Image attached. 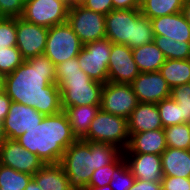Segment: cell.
<instances>
[{
	"label": "cell",
	"mask_w": 190,
	"mask_h": 190,
	"mask_svg": "<svg viewBox=\"0 0 190 190\" xmlns=\"http://www.w3.org/2000/svg\"><path fill=\"white\" fill-rule=\"evenodd\" d=\"M4 92L13 102L30 106L45 116L63 110L56 66L44 54L24 60L6 75Z\"/></svg>",
	"instance_id": "1"
},
{
	"label": "cell",
	"mask_w": 190,
	"mask_h": 190,
	"mask_svg": "<svg viewBox=\"0 0 190 190\" xmlns=\"http://www.w3.org/2000/svg\"><path fill=\"white\" fill-rule=\"evenodd\" d=\"M18 143L36 154L44 164L60 163L65 150L77 138L64 111L44 116L40 124L26 130L16 139Z\"/></svg>",
	"instance_id": "2"
},
{
	"label": "cell",
	"mask_w": 190,
	"mask_h": 190,
	"mask_svg": "<svg viewBox=\"0 0 190 190\" xmlns=\"http://www.w3.org/2000/svg\"><path fill=\"white\" fill-rule=\"evenodd\" d=\"M123 151L107 143L76 140L64 152L60 164L72 190H85L94 170L111 164Z\"/></svg>",
	"instance_id": "3"
},
{
	"label": "cell",
	"mask_w": 190,
	"mask_h": 190,
	"mask_svg": "<svg viewBox=\"0 0 190 190\" xmlns=\"http://www.w3.org/2000/svg\"><path fill=\"white\" fill-rule=\"evenodd\" d=\"M56 84L60 88L63 110L81 105H101L104 84L92 80L80 68L78 56L56 66Z\"/></svg>",
	"instance_id": "4"
},
{
	"label": "cell",
	"mask_w": 190,
	"mask_h": 190,
	"mask_svg": "<svg viewBox=\"0 0 190 190\" xmlns=\"http://www.w3.org/2000/svg\"><path fill=\"white\" fill-rule=\"evenodd\" d=\"M105 38L112 43L130 48L141 47L154 41L151 20L140 9H113L105 15Z\"/></svg>",
	"instance_id": "5"
},
{
	"label": "cell",
	"mask_w": 190,
	"mask_h": 190,
	"mask_svg": "<svg viewBox=\"0 0 190 190\" xmlns=\"http://www.w3.org/2000/svg\"><path fill=\"white\" fill-rule=\"evenodd\" d=\"M129 137L128 119L99 109L83 140L112 144L124 151L129 144Z\"/></svg>",
	"instance_id": "6"
},
{
	"label": "cell",
	"mask_w": 190,
	"mask_h": 190,
	"mask_svg": "<svg viewBox=\"0 0 190 190\" xmlns=\"http://www.w3.org/2000/svg\"><path fill=\"white\" fill-rule=\"evenodd\" d=\"M83 44L68 23L48 28L44 55L57 66L80 54Z\"/></svg>",
	"instance_id": "7"
},
{
	"label": "cell",
	"mask_w": 190,
	"mask_h": 190,
	"mask_svg": "<svg viewBox=\"0 0 190 190\" xmlns=\"http://www.w3.org/2000/svg\"><path fill=\"white\" fill-rule=\"evenodd\" d=\"M66 22L83 45L106 36L105 15L89 10L81 4L69 8Z\"/></svg>",
	"instance_id": "8"
},
{
	"label": "cell",
	"mask_w": 190,
	"mask_h": 190,
	"mask_svg": "<svg viewBox=\"0 0 190 190\" xmlns=\"http://www.w3.org/2000/svg\"><path fill=\"white\" fill-rule=\"evenodd\" d=\"M112 42L107 39L84 44L78 62L80 68L92 79L102 84L108 82V62Z\"/></svg>",
	"instance_id": "9"
},
{
	"label": "cell",
	"mask_w": 190,
	"mask_h": 190,
	"mask_svg": "<svg viewBox=\"0 0 190 190\" xmlns=\"http://www.w3.org/2000/svg\"><path fill=\"white\" fill-rule=\"evenodd\" d=\"M131 84L106 82L101 93L100 109L128 119L138 104Z\"/></svg>",
	"instance_id": "10"
},
{
	"label": "cell",
	"mask_w": 190,
	"mask_h": 190,
	"mask_svg": "<svg viewBox=\"0 0 190 190\" xmlns=\"http://www.w3.org/2000/svg\"><path fill=\"white\" fill-rule=\"evenodd\" d=\"M69 8L58 0H26L21 16L25 21L50 28L67 21Z\"/></svg>",
	"instance_id": "11"
},
{
	"label": "cell",
	"mask_w": 190,
	"mask_h": 190,
	"mask_svg": "<svg viewBox=\"0 0 190 190\" xmlns=\"http://www.w3.org/2000/svg\"><path fill=\"white\" fill-rule=\"evenodd\" d=\"M16 47L24 60L43 55L47 42L48 28L16 18Z\"/></svg>",
	"instance_id": "12"
},
{
	"label": "cell",
	"mask_w": 190,
	"mask_h": 190,
	"mask_svg": "<svg viewBox=\"0 0 190 190\" xmlns=\"http://www.w3.org/2000/svg\"><path fill=\"white\" fill-rule=\"evenodd\" d=\"M139 73L133 59L132 48L124 44L112 43L108 62V81L131 84Z\"/></svg>",
	"instance_id": "13"
},
{
	"label": "cell",
	"mask_w": 190,
	"mask_h": 190,
	"mask_svg": "<svg viewBox=\"0 0 190 190\" xmlns=\"http://www.w3.org/2000/svg\"><path fill=\"white\" fill-rule=\"evenodd\" d=\"M0 164L34 175L44 162L36 154L22 147L17 140L6 139L0 147Z\"/></svg>",
	"instance_id": "14"
},
{
	"label": "cell",
	"mask_w": 190,
	"mask_h": 190,
	"mask_svg": "<svg viewBox=\"0 0 190 190\" xmlns=\"http://www.w3.org/2000/svg\"><path fill=\"white\" fill-rule=\"evenodd\" d=\"M44 116L30 106L12 101L8 114L3 120L6 138L16 140L26 130L40 124Z\"/></svg>",
	"instance_id": "15"
},
{
	"label": "cell",
	"mask_w": 190,
	"mask_h": 190,
	"mask_svg": "<svg viewBox=\"0 0 190 190\" xmlns=\"http://www.w3.org/2000/svg\"><path fill=\"white\" fill-rule=\"evenodd\" d=\"M131 87L138 102L157 104L171 95V88L159 71L139 73Z\"/></svg>",
	"instance_id": "16"
},
{
	"label": "cell",
	"mask_w": 190,
	"mask_h": 190,
	"mask_svg": "<svg viewBox=\"0 0 190 190\" xmlns=\"http://www.w3.org/2000/svg\"><path fill=\"white\" fill-rule=\"evenodd\" d=\"M135 179L161 182L163 178L161 155L151 153H123Z\"/></svg>",
	"instance_id": "17"
},
{
	"label": "cell",
	"mask_w": 190,
	"mask_h": 190,
	"mask_svg": "<svg viewBox=\"0 0 190 190\" xmlns=\"http://www.w3.org/2000/svg\"><path fill=\"white\" fill-rule=\"evenodd\" d=\"M154 36L169 37L177 42L190 41V23L182 12L150 19Z\"/></svg>",
	"instance_id": "18"
},
{
	"label": "cell",
	"mask_w": 190,
	"mask_h": 190,
	"mask_svg": "<svg viewBox=\"0 0 190 190\" xmlns=\"http://www.w3.org/2000/svg\"><path fill=\"white\" fill-rule=\"evenodd\" d=\"M163 129L156 103L139 102L128 118V130L134 133Z\"/></svg>",
	"instance_id": "19"
},
{
	"label": "cell",
	"mask_w": 190,
	"mask_h": 190,
	"mask_svg": "<svg viewBox=\"0 0 190 190\" xmlns=\"http://www.w3.org/2000/svg\"><path fill=\"white\" fill-rule=\"evenodd\" d=\"M167 148L163 129L134 133L123 153H151L161 155Z\"/></svg>",
	"instance_id": "20"
},
{
	"label": "cell",
	"mask_w": 190,
	"mask_h": 190,
	"mask_svg": "<svg viewBox=\"0 0 190 190\" xmlns=\"http://www.w3.org/2000/svg\"><path fill=\"white\" fill-rule=\"evenodd\" d=\"M161 165L163 176L190 178V150L167 147Z\"/></svg>",
	"instance_id": "21"
},
{
	"label": "cell",
	"mask_w": 190,
	"mask_h": 190,
	"mask_svg": "<svg viewBox=\"0 0 190 190\" xmlns=\"http://www.w3.org/2000/svg\"><path fill=\"white\" fill-rule=\"evenodd\" d=\"M99 109L100 105H81L63 110L77 140H82L87 136L91 122Z\"/></svg>",
	"instance_id": "22"
},
{
	"label": "cell",
	"mask_w": 190,
	"mask_h": 190,
	"mask_svg": "<svg viewBox=\"0 0 190 190\" xmlns=\"http://www.w3.org/2000/svg\"><path fill=\"white\" fill-rule=\"evenodd\" d=\"M33 179L42 190H72L60 163L44 164L33 175Z\"/></svg>",
	"instance_id": "23"
},
{
	"label": "cell",
	"mask_w": 190,
	"mask_h": 190,
	"mask_svg": "<svg viewBox=\"0 0 190 190\" xmlns=\"http://www.w3.org/2000/svg\"><path fill=\"white\" fill-rule=\"evenodd\" d=\"M132 55L140 73L157 72L166 60L154 42L132 48Z\"/></svg>",
	"instance_id": "24"
},
{
	"label": "cell",
	"mask_w": 190,
	"mask_h": 190,
	"mask_svg": "<svg viewBox=\"0 0 190 190\" xmlns=\"http://www.w3.org/2000/svg\"><path fill=\"white\" fill-rule=\"evenodd\" d=\"M159 72L171 89L190 83V59H166Z\"/></svg>",
	"instance_id": "25"
},
{
	"label": "cell",
	"mask_w": 190,
	"mask_h": 190,
	"mask_svg": "<svg viewBox=\"0 0 190 190\" xmlns=\"http://www.w3.org/2000/svg\"><path fill=\"white\" fill-rule=\"evenodd\" d=\"M185 0H142L140 12L143 16L153 19L182 11Z\"/></svg>",
	"instance_id": "26"
},
{
	"label": "cell",
	"mask_w": 190,
	"mask_h": 190,
	"mask_svg": "<svg viewBox=\"0 0 190 190\" xmlns=\"http://www.w3.org/2000/svg\"><path fill=\"white\" fill-rule=\"evenodd\" d=\"M162 51L165 59H190V41L177 42L165 36H154L153 41Z\"/></svg>",
	"instance_id": "27"
},
{
	"label": "cell",
	"mask_w": 190,
	"mask_h": 190,
	"mask_svg": "<svg viewBox=\"0 0 190 190\" xmlns=\"http://www.w3.org/2000/svg\"><path fill=\"white\" fill-rule=\"evenodd\" d=\"M33 175L0 164V189L25 190Z\"/></svg>",
	"instance_id": "28"
},
{
	"label": "cell",
	"mask_w": 190,
	"mask_h": 190,
	"mask_svg": "<svg viewBox=\"0 0 190 190\" xmlns=\"http://www.w3.org/2000/svg\"><path fill=\"white\" fill-rule=\"evenodd\" d=\"M167 147L190 150V124L183 123L163 128Z\"/></svg>",
	"instance_id": "29"
},
{
	"label": "cell",
	"mask_w": 190,
	"mask_h": 190,
	"mask_svg": "<svg viewBox=\"0 0 190 190\" xmlns=\"http://www.w3.org/2000/svg\"><path fill=\"white\" fill-rule=\"evenodd\" d=\"M163 128L181 124L180 106L171 97L157 103Z\"/></svg>",
	"instance_id": "30"
},
{
	"label": "cell",
	"mask_w": 190,
	"mask_h": 190,
	"mask_svg": "<svg viewBox=\"0 0 190 190\" xmlns=\"http://www.w3.org/2000/svg\"><path fill=\"white\" fill-rule=\"evenodd\" d=\"M23 62L21 52L16 46L0 48V72L5 76L11 74Z\"/></svg>",
	"instance_id": "31"
},
{
	"label": "cell",
	"mask_w": 190,
	"mask_h": 190,
	"mask_svg": "<svg viewBox=\"0 0 190 190\" xmlns=\"http://www.w3.org/2000/svg\"><path fill=\"white\" fill-rule=\"evenodd\" d=\"M125 160L123 152L111 163L94 170L87 187H103L109 185L114 170Z\"/></svg>",
	"instance_id": "32"
},
{
	"label": "cell",
	"mask_w": 190,
	"mask_h": 190,
	"mask_svg": "<svg viewBox=\"0 0 190 190\" xmlns=\"http://www.w3.org/2000/svg\"><path fill=\"white\" fill-rule=\"evenodd\" d=\"M170 97L180 106L181 124H190V83L173 87Z\"/></svg>",
	"instance_id": "33"
},
{
	"label": "cell",
	"mask_w": 190,
	"mask_h": 190,
	"mask_svg": "<svg viewBox=\"0 0 190 190\" xmlns=\"http://www.w3.org/2000/svg\"><path fill=\"white\" fill-rule=\"evenodd\" d=\"M111 179L109 185L112 190H129L135 181L125 160L114 170Z\"/></svg>",
	"instance_id": "34"
},
{
	"label": "cell",
	"mask_w": 190,
	"mask_h": 190,
	"mask_svg": "<svg viewBox=\"0 0 190 190\" xmlns=\"http://www.w3.org/2000/svg\"><path fill=\"white\" fill-rule=\"evenodd\" d=\"M16 18H0V48L16 46Z\"/></svg>",
	"instance_id": "35"
},
{
	"label": "cell",
	"mask_w": 190,
	"mask_h": 190,
	"mask_svg": "<svg viewBox=\"0 0 190 190\" xmlns=\"http://www.w3.org/2000/svg\"><path fill=\"white\" fill-rule=\"evenodd\" d=\"M26 0H0V18H18L24 11Z\"/></svg>",
	"instance_id": "36"
},
{
	"label": "cell",
	"mask_w": 190,
	"mask_h": 190,
	"mask_svg": "<svg viewBox=\"0 0 190 190\" xmlns=\"http://www.w3.org/2000/svg\"><path fill=\"white\" fill-rule=\"evenodd\" d=\"M162 190H190V178L163 176Z\"/></svg>",
	"instance_id": "37"
},
{
	"label": "cell",
	"mask_w": 190,
	"mask_h": 190,
	"mask_svg": "<svg viewBox=\"0 0 190 190\" xmlns=\"http://www.w3.org/2000/svg\"><path fill=\"white\" fill-rule=\"evenodd\" d=\"M81 5L103 15L113 10L112 0H84Z\"/></svg>",
	"instance_id": "38"
},
{
	"label": "cell",
	"mask_w": 190,
	"mask_h": 190,
	"mask_svg": "<svg viewBox=\"0 0 190 190\" xmlns=\"http://www.w3.org/2000/svg\"><path fill=\"white\" fill-rule=\"evenodd\" d=\"M129 190H162V182L135 179Z\"/></svg>",
	"instance_id": "39"
},
{
	"label": "cell",
	"mask_w": 190,
	"mask_h": 190,
	"mask_svg": "<svg viewBox=\"0 0 190 190\" xmlns=\"http://www.w3.org/2000/svg\"><path fill=\"white\" fill-rule=\"evenodd\" d=\"M113 9H140V0H112Z\"/></svg>",
	"instance_id": "40"
},
{
	"label": "cell",
	"mask_w": 190,
	"mask_h": 190,
	"mask_svg": "<svg viewBox=\"0 0 190 190\" xmlns=\"http://www.w3.org/2000/svg\"><path fill=\"white\" fill-rule=\"evenodd\" d=\"M12 100L5 92L0 93V121L3 122L8 114Z\"/></svg>",
	"instance_id": "41"
},
{
	"label": "cell",
	"mask_w": 190,
	"mask_h": 190,
	"mask_svg": "<svg viewBox=\"0 0 190 190\" xmlns=\"http://www.w3.org/2000/svg\"><path fill=\"white\" fill-rule=\"evenodd\" d=\"M182 14L185 19L190 23V0H185L182 8Z\"/></svg>",
	"instance_id": "42"
},
{
	"label": "cell",
	"mask_w": 190,
	"mask_h": 190,
	"mask_svg": "<svg viewBox=\"0 0 190 190\" xmlns=\"http://www.w3.org/2000/svg\"><path fill=\"white\" fill-rule=\"evenodd\" d=\"M25 190H42L40 186L37 185V183L32 178L28 185L25 187Z\"/></svg>",
	"instance_id": "43"
},
{
	"label": "cell",
	"mask_w": 190,
	"mask_h": 190,
	"mask_svg": "<svg viewBox=\"0 0 190 190\" xmlns=\"http://www.w3.org/2000/svg\"><path fill=\"white\" fill-rule=\"evenodd\" d=\"M6 136L3 129V122L0 121V147L6 141Z\"/></svg>",
	"instance_id": "44"
},
{
	"label": "cell",
	"mask_w": 190,
	"mask_h": 190,
	"mask_svg": "<svg viewBox=\"0 0 190 190\" xmlns=\"http://www.w3.org/2000/svg\"><path fill=\"white\" fill-rule=\"evenodd\" d=\"M5 75L0 72V93L5 90Z\"/></svg>",
	"instance_id": "45"
},
{
	"label": "cell",
	"mask_w": 190,
	"mask_h": 190,
	"mask_svg": "<svg viewBox=\"0 0 190 190\" xmlns=\"http://www.w3.org/2000/svg\"><path fill=\"white\" fill-rule=\"evenodd\" d=\"M85 190H112L110 185H105L103 187H86Z\"/></svg>",
	"instance_id": "46"
},
{
	"label": "cell",
	"mask_w": 190,
	"mask_h": 190,
	"mask_svg": "<svg viewBox=\"0 0 190 190\" xmlns=\"http://www.w3.org/2000/svg\"><path fill=\"white\" fill-rule=\"evenodd\" d=\"M64 3L68 8H71V0H58Z\"/></svg>",
	"instance_id": "47"
},
{
	"label": "cell",
	"mask_w": 190,
	"mask_h": 190,
	"mask_svg": "<svg viewBox=\"0 0 190 190\" xmlns=\"http://www.w3.org/2000/svg\"><path fill=\"white\" fill-rule=\"evenodd\" d=\"M84 0H71V7L73 5L81 4Z\"/></svg>",
	"instance_id": "48"
}]
</instances>
